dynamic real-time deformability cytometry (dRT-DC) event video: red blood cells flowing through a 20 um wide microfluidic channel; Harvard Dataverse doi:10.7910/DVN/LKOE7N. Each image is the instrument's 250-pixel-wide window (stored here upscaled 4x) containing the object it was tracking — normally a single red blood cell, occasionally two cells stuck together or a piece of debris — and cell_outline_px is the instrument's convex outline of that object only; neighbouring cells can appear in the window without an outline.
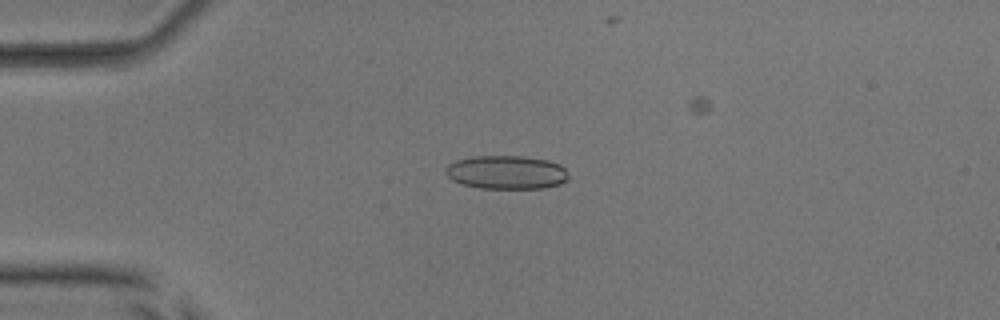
{"species": "common noctule bat (a hibernating species)", "species_latin": "Nyctalus noctula", "temperature_condition": "room temperature", "stored_images_in_passage": 39, "camera_frame_rate_fps": 3000, "um_per_image_px": 0.085, "animal": {"sex": "male", "body_mass_g": 17.9, "forearm_length_mm": 54.2}, "frame": {"image": 1, "passage_image": 4, "time_ms": 1.0, "image_size_px": [1000, 320], "cell_outline_px": [[568, 180], [560, 184], [544, 188], [480, 188], [464, 184], [452, 180], [444, 172], [448, 164], [456, 160], [472, 156], [520, 156], [548, 160], [560, 164], [568, 172]], "centroid_in_image_um": [43.06, 14.64], "position_along_channel_um": 41.9, "area_um2": 24.1}}
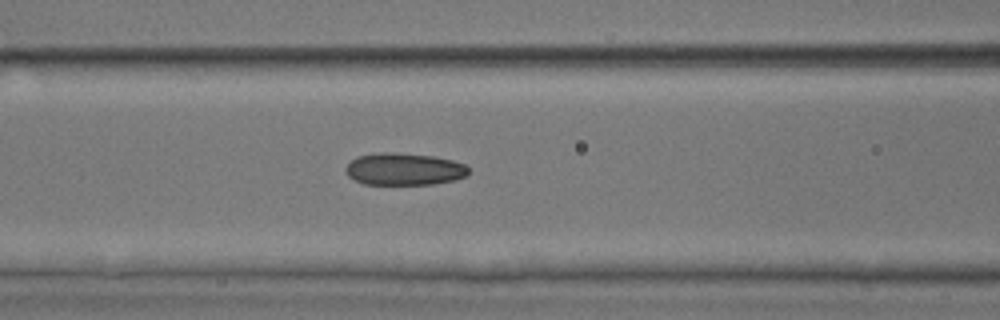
{"frame": {"image": 2, "passage_image": 13, "time_ms": 4.0, "image_size_px": [1000, 320], "cell_outline_px": [[468, 176], [456, 180], [436, 184], [364, 184], [348, 176], [344, 168], [356, 156], [380, 152], [396, 152], [432, 156], [452, 160], [464, 164], [468, 168]], "centroid_in_image_um": [34.36, 14.37], "position_along_channel_um": 132.2, "area_um2": 23.18}}
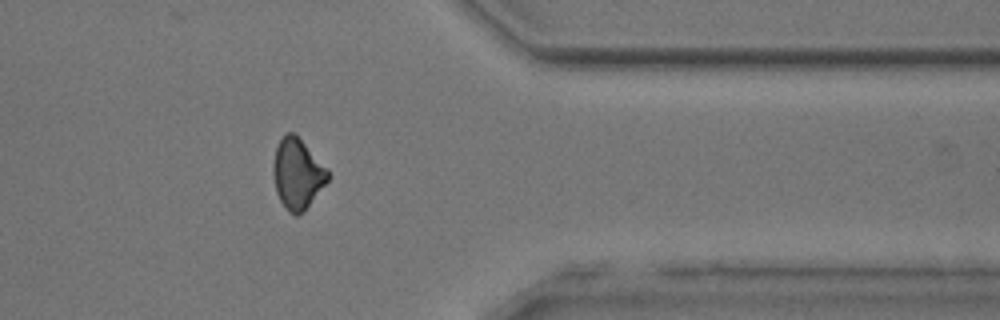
{"frame": {"image": 3, "passage_image": 33, "time_ms": 10.667, "image_size_px": [1000, 320], "cell_outline_px": [[328, 180], [304, 212], [296, 216], [288, 212], [280, 200], [276, 192], [272, 172], [272, 164], [276, 148], [280, 140], [288, 132], [292, 132], [328, 168]], "centroid_in_image_um": [25.26, 14.81], "position_along_channel_um": 386.1, "area_um2": 22.2}}